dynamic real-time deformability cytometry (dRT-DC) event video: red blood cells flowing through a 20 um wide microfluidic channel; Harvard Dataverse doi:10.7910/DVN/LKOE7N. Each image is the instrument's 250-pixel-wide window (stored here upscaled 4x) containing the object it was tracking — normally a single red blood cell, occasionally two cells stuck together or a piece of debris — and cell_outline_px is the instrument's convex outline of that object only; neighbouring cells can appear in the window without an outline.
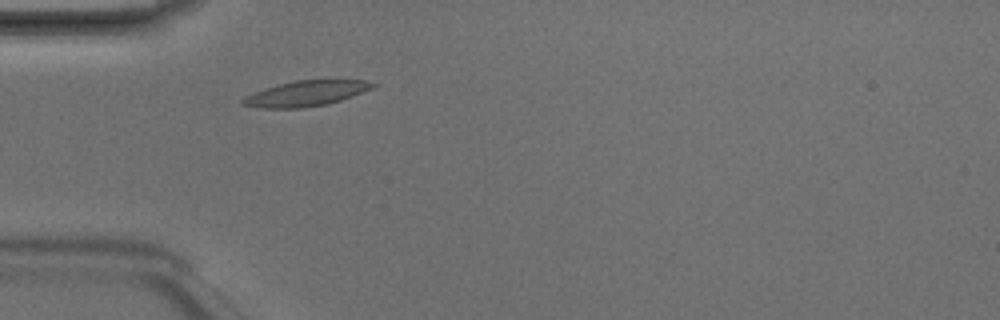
{"species": "Egyptian fruit bat (a non-hibernating species)", "species_latin": "Rousettus aegyptiacus", "temperature_condition": "room temperature", "stored_images_in_passage": 2, "camera_frame_rate_fps": 3000, "um_per_image_px": 0.085, "animal": {"sex": "male"}, "frame": {"image": 1, "passage_image": 2, "time_ms": 0.333, "image_size_px": [1000, 320], "cell_outline_px": [[380, 84], [372, 88], [352, 96], [328, 104], [304, 108], [256, 108], [240, 104], [240, 100], [244, 96], [264, 88], [276, 84], [296, 80], [368, 80]], "centroid_in_image_um": [25.97, 7.94], "position_along_channel_um": 59.0, "area_um2": 19.54}}